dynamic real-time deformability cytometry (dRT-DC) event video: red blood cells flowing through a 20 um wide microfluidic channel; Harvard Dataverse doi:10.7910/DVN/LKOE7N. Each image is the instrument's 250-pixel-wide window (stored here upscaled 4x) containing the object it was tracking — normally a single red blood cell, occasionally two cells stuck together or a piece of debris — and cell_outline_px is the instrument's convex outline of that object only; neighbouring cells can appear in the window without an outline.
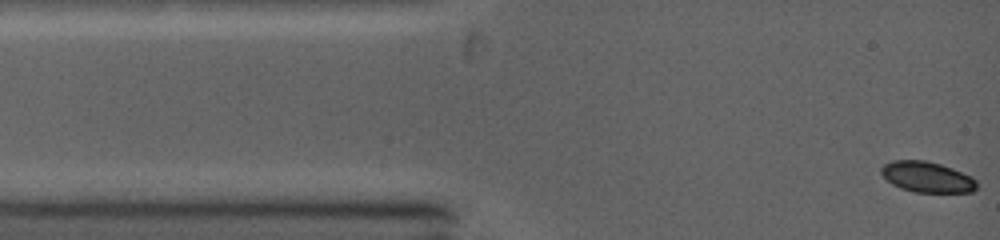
{"species": "common noctule bat (a hibernating species)", "species_latin": "Nyctalus noctula", "temperature_condition": "warm", "stored_images_in_passage": 34, "camera_frame_rate_fps": 5000, "um_per_image_px": 0.085, "animal": {"sex": "female", "body_mass_g": 19.0, "forearm_length_mm": 53.3}, "frame": {"image": 1, "passage_image": 1, "time_ms": 0.0, "image_size_px": [1000, 240], "cell_outline_px": [[976, 188], [972, 192], [916, 192], [900, 188], [892, 184], [880, 172], [880, 168], [884, 164], [892, 160], [924, 160], [940, 164], [952, 168], [972, 176], [976, 180]], "centroid_in_image_um": [78.79, 15.04], "position_along_channel_um": 6.2, "area_um2": 17.05}}
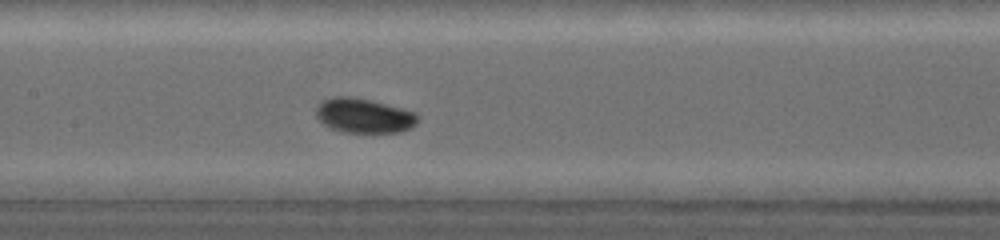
{"frame": {"image": 2, "passage_image": 15, "time_ms": 5.4, "image_size_px": [1000, 240], "cell_outline_px": [[420, 120], [412, 128], [400, 132], [344, 132], [332, 128], [324, 124], [316, 116], [316, 108], [324, 100], [332, 96], [348, 96], [372, 100], [416, 112], [420, 116]], "centroid_in_image_um": [30.99, 9.82], "position_along_channel_um": 176.4, "area_um2": 20.58}}
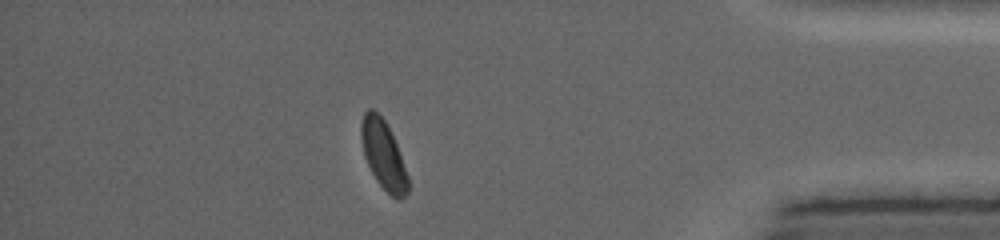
{"frame": {"image": 3, "passage_image": 31, "time_ms": 11.6, "image_size_px": [1000, 240], "cell_outline_px": [[408, 192], [400, 200], [396, 200], [376, 180], [364, 156], [360, 136], [360, 124], [364, 112], [368, 108], [372, 108], [384, 120], [396, 144], [408, 176]], "centroid_in_image_um": [32.56, 13.15], "position_along_channel_um": 402.6, "area_um2": 18.44}, "authors_computed_cell_mechanics": {"area_um2": 19.363, "velocity_mm_per_s": 4.2665, "shape_relaxation_time_tau1_ms": 1.4658, "shape_relaxation_time_tau2_ms": 4.5559, "deformation_change_tau1": 0.0707, "deformation_change_tau2": 0.041}}